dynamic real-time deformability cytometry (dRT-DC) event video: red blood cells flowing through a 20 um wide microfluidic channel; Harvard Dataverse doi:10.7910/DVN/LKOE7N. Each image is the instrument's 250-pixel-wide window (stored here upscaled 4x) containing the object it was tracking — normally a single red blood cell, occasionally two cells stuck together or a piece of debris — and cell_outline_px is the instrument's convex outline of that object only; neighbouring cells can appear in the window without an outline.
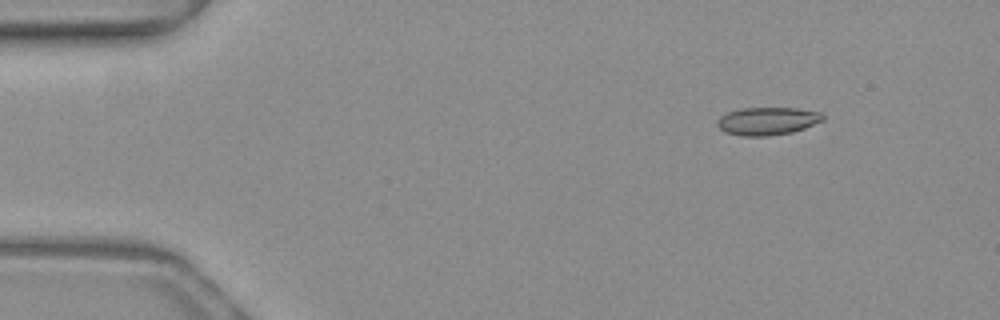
{"species": "common noctule bat (a hibernating species)", "species_latin": "Nyctalus noctula", "temperature_condition": "warm", "stored_images_in_passage": 9, "camera_frame_rate_fps": 3000, "um_per_image_px": 0.085, "animal": {"sex": "female", "body_mass_g": 19.3, "forearm_length_mm": 54.1}, "frame": {"image": 1, "passage_image": 1, "time_ms": 0.0, "image_size_px": [1000, 320], "cell_outline_px": [[824, 120], [804, 128], [792, 132], [768, 136], [740, 136], [724, 132], [716, 124], [716, 120], [720, 116], [728, 112], [740, 108], [796, 108], [820, 112], [824, 116]], "centroid_in_image_um": [65.2, 10.29], "position_along_channel_um": 19.8, "area_um2": 17.22}}